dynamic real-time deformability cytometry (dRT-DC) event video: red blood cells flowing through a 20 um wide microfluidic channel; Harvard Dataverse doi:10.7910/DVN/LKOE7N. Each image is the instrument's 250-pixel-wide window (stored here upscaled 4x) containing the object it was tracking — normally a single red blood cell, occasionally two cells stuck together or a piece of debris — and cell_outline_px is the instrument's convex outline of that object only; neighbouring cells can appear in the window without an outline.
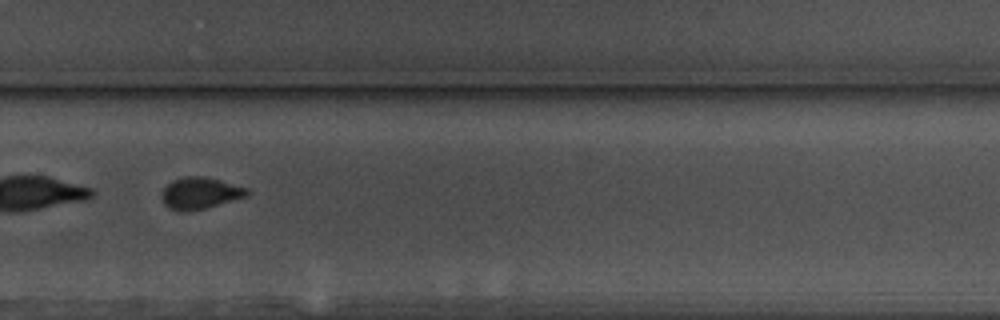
{"species": "common noctule bat (a hibernating species)", "species_latin": "Nyctalus noctula", "temperature_condition": "warm", "stored_images_in_passage": 41, "camera_frame_rate_fps": 3000, "um_per_image_px": 0.085, "animal": {"sex": "male", "body_mass_g": 17.5, "forearm_length_mm": 52.3}, "frame": {"image": 1, "passage_image": 23, "time_ms": 7.333, "image_size_px": [1000, 320], "cell_outline_px": [[248, 196], [204, 208], [188, 212], [180, 212], [168, 208], [164, 204], [160, 196], [160, 192], [172, 180], [188, 176], [200, 176], [220, 180], [248, 188]], "centroid_in_image_um": [16.96, 16.43], "position_along_channel_um": 312.8, "area_um2": 15.78}, "authors_computed_cell_mechanics": {"area_um2": 15.9528, "velocity_mm_per_s": 3.6563, "shape_relaxation_time_tau1_ms": 4.0275, "shape_relaxation_time_tau2_ms": 3.2139, "deformation_change_tau1": 0.0837, "deformation_change_tau2": 0.0518}}